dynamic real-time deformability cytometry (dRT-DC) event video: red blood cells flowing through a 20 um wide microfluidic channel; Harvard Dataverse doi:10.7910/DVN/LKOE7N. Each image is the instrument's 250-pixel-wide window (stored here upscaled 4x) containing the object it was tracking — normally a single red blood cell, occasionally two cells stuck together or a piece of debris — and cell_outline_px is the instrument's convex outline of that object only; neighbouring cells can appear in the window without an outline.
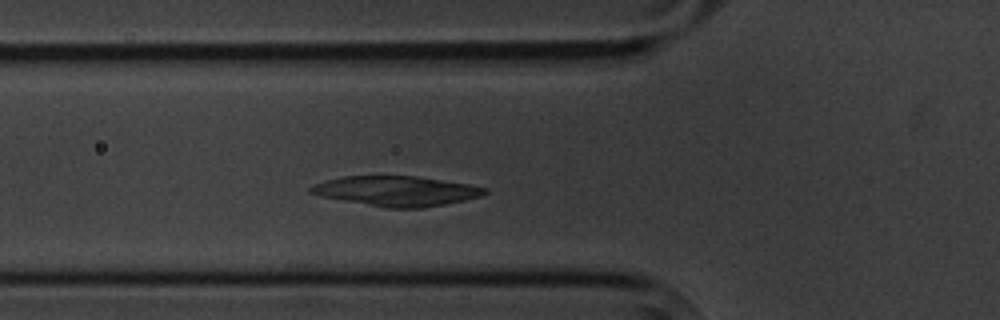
{"species": "common noctule bat (a hibernating species)", "species_latin": "Nyctalus noctula", "temperature_condition": "cold", "stored_images_in_passage": 4, "camera_frame_rate_fps": 3000, "um_per_image_px": 0.085, "animal": {"sex": "male", "body_mass_g": 20.1, "forearm_length_mm": 53.5}, "frame": {"image": 1, "passage_image": 4, "time_ms": 3.333, "image_size_px": [1000, 320], "cell_outline_px": [[488, 192], [480, 196], [464, 200], [424, 208], [384, 208], [320, 196], [308, 192], [308, 188], [312, 184], [344, 176], [416, 176], [468, 184], [488, 188]], "centroid_in_image_um": [33.67, 16.24], "position_along_channel_um": 92.1, "area_um2": 30.35}}